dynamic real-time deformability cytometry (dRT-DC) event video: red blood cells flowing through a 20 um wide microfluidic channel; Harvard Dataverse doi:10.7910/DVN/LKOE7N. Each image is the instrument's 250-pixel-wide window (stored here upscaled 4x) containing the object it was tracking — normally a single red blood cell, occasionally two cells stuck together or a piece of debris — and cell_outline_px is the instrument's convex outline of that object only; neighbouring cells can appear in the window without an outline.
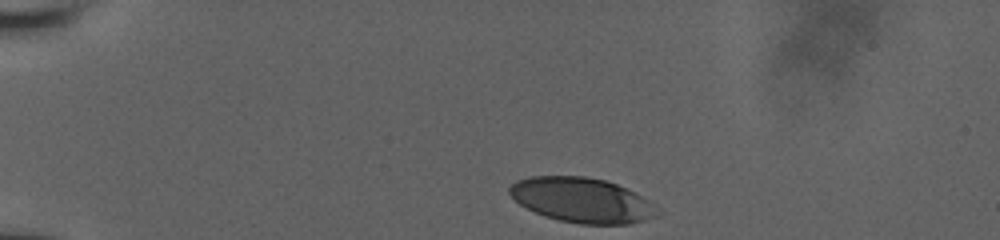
{"species": "human", "species_latin": "Homo sapiens", "temperature_condition": "room temperature", "stored_images_in_passage": 35, "camera_frame_rate_fps": 3000, "um_per_image_px": 0.085, "donor": {"sex": "male"}, "frame": {"image": 1, "passage_image": 1, "time_ms": 0.0, "image_size_px": [1000, 240], "cell_outline_px": [[664, 212], [656, 216], [644, 220], [628, 224], [580, 224], [560, 220], [544, 216], [520, 204], [508, 192], [508, 188], [516, 180], [528, 176], [584, 176], [604, 180], [616, 184], [636, 192]], "centroid_in_image_um": [49.48, 17.01], "position_along_channel_um": 35.5, "area_um2": 38.67}}
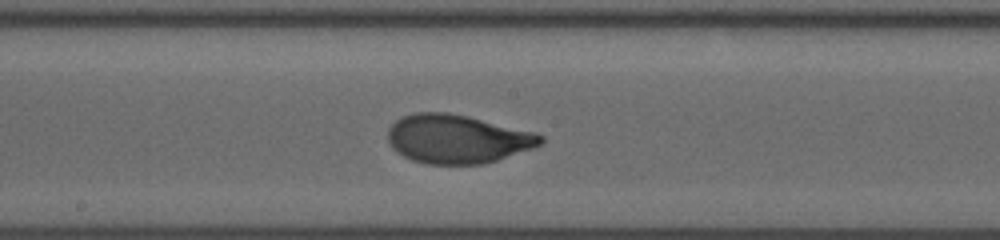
{"frame": {"image": 2, "passage_image": 20, "time_ms": 6.333, "image_size_px": [1000, 240], "cell_outline_px": [[544, 140], [536, 148], [484, 164], [428, 164], [412, 160], [396, 152], [392, 148], [388, 140], [388, 128], [400, 116], [416, 112], [448, 112], [468, 116], [536, 132], [544, 136]], "centroid_in_image_um": [38.88, 11.81], "position_along_channel_um": 209.3, "area_um2": 43.75}}
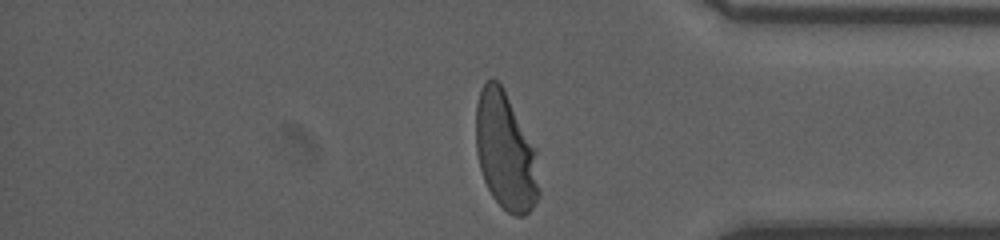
{"frame": {"image": 3, "passage_image": 35, "time_ms": 11.333, "image_size_px": [1000, 240], "cell_outline_px": [[540, 196], [532, 208], [524, 216], [516, 216], [508, 212], [492, 196], [484, 180], [480, 168], [476, 152], [476, 104], [480, 88], [492, 76], [504, 88], [536, 148], [540, 192]], "centroid_in_image_um": [42.98, 12.85], "position_along_channel_um": 392.2, "area_um2": 43.7}, "authors_computed_cell_mechanics": {"area_um2": 42.4252, "velocity_mm_per_s": 3.9024, "shape_relaxation_time_tau1_ms": 3.7506, "shape_relaxation_time_tau2_ms": null, "deformation_change_tau1": 0.1935, "deformation_change_tau2": null}}